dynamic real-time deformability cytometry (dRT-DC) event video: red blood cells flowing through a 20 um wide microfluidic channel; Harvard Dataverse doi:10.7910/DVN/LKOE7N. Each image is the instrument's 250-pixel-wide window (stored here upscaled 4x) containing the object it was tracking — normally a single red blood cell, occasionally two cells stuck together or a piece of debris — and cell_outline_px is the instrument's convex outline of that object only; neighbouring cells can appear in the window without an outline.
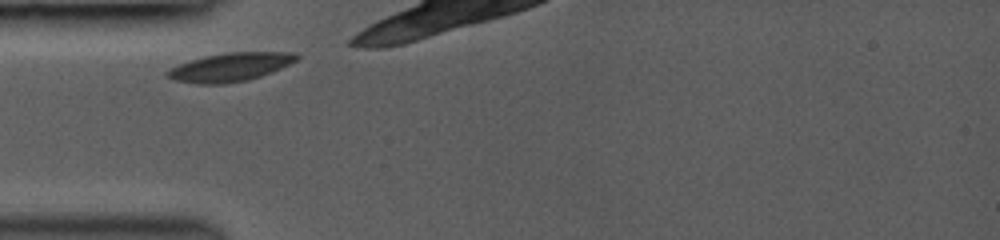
{"species": "common noctule bat (a hibernating species)", "species_latin": "Nyctalus noctula", "temperature_condition": "room temperature", "stored_images_in_passage": 12, "camera_frame_rate_fps": 3000, "um_per_image_px": 0.085, "animal": {"sex": "female", "body_mass_g": 19.0, "forearm_length_mm": 53.3}, "frame": {"image": 1, "passage_image": 1, "time_ms": 0.0, "image_size_px": [1000, 240], "cell_outline_px": [[300, 56], [296, 60], [280, 68], [260, 76], [248, 80], [224, 84], [196, 84], [176, 80], [168, 76], [164, 72], [180, 64], [204, 56], [228, 52], [296, 52]], "centroid_in_image_um": [19.58, 5.7], "position_along_channel_um": 65.4, "area_um2": 21.21}}